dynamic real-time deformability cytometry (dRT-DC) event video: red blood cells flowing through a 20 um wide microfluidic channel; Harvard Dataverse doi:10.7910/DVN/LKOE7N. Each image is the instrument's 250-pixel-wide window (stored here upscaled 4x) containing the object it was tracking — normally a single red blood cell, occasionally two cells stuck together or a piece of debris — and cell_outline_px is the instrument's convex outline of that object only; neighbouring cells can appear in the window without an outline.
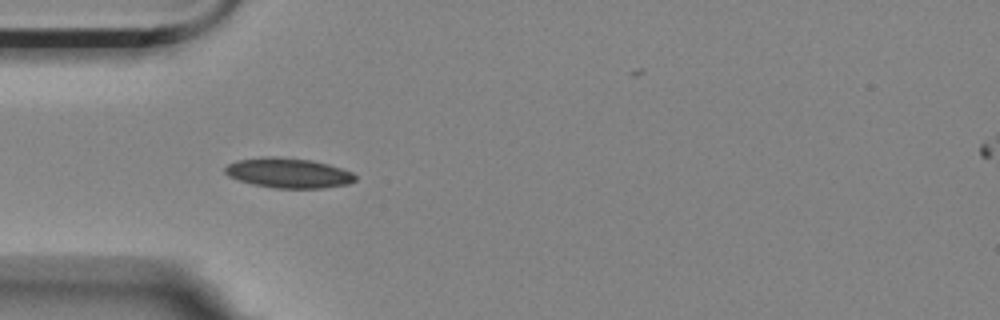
{"species": "Egyptian fruit bat (a non-hibernating species)", "species_latin": "Rousettus aegyptiacus", "temperature_condition": "room temperature", "stored_images_in_passage": 9, "camera_frame_rate_fps": 3000, "um_per_image_px": 0.085, "animal": {"sex": "female"}, "frame": {"image": 1, "passage_image": 4, "time_ms": 1.0, "image_size_px": [1000, 320], "cell_outline_px": [[356, 180], [348, 184], [324, 188], [276, 188], [252, 184], [228, 176], [224, 172], [224, 168], [228, 164], [236, 160], [264, 156], [276, 156], [312, 160], [328, 164], [352, 172], [356, 176]], "centroid_in_image_um": [24.5, 14.69], "position_along_channel_um": 60.5, "area_um2": 22.83}}
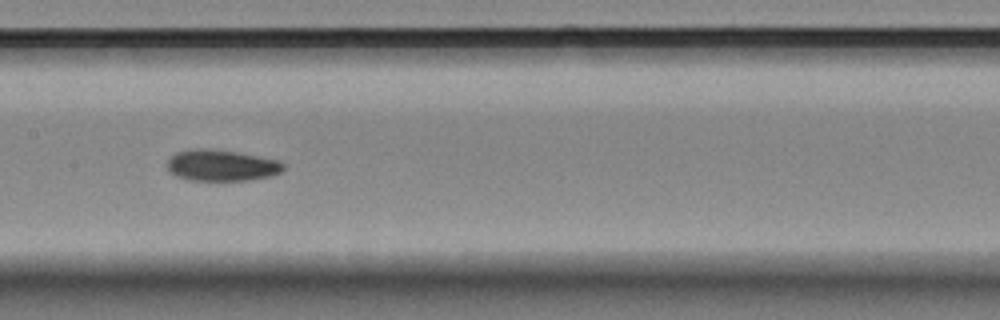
{"frame": {"image": 2, "passage_image": 7, "time_ms": 2.0, "image_size_px": [1000, 320], "cell_outline_px": [[284, 168], [280, 172], [268, 176], [248, 180], [188, 180], [176, 176], [168, 172], [164, 164], [176, 152], [192, 148], [212, 148], [236, 152], [280, 160], [284, 164]], "centroid_in_image_um": [18.76, 14.04], "position_along_channel_um": 188.6, "area_um2": 21.39}}
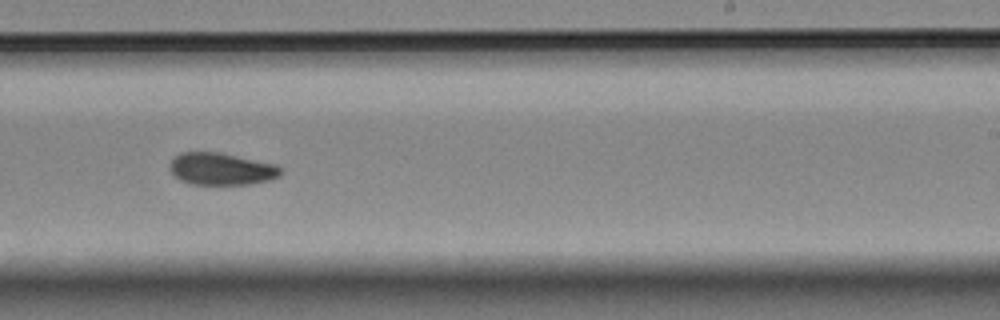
{"frame": {"image": 3, "passage_image": 9, "time_ms": 2.667, "image_size_px": [1000, 320], "cell_outline_px": [[284, 172], [280, 176], [272, 180], [248, 184], [188, 184], [180, 180], [172, 172], [172, 160], [180, 152], [220, 152], [276, 164], [284, 168]], "centroid_in_image_um": [18.91, 14.36], "position_along_channel_um": 270.1, "area_um2": 20.87}}